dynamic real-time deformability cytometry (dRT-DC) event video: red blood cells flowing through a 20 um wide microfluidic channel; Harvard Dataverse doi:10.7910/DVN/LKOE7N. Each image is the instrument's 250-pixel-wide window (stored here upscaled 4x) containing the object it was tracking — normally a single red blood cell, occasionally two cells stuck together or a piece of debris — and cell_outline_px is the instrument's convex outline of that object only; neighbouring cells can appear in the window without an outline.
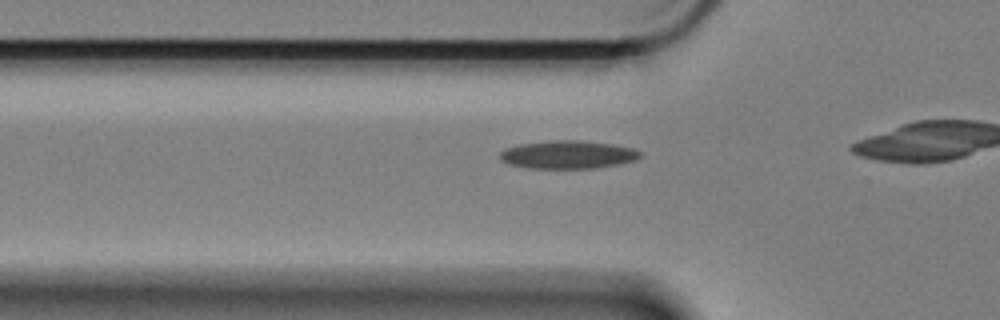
{"species": "Egyptian fruit bat (a non-hibernating species)", "species_latin": "Rousettus aegyptiacus", "temperature_condition": "cold", "stored_images_in_passage": 12, "camera_frame_rate_fps": 3000, "um_per_image_px": 0.085, "animal": {"sex": "female"}, "frame": {"image": 1, "passage_image": 6, "time_ms": 1.667, "image_size_px": [1000, 320], "cell_outline_px": [[640, 156], [632, 160], [616, 164], [592, 168], [528, 168], [508, 164], [500, 160], [500, 152], [508, 148], [520, 144], [556, 140], [580, 140], [612, 144], [632, 148], [640, 152]], "centroid_in_image_um": [48.22, 13.14], "position_along_channel_um": 77.6, "area_um2": 22.54}}
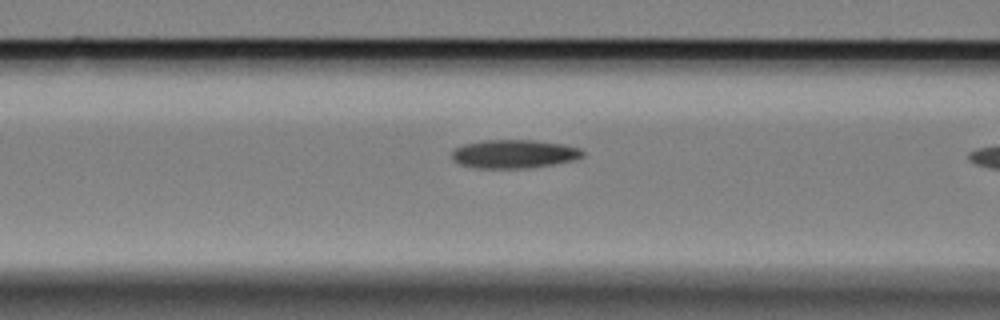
{"frame": {"image": 2, "passage_image": 10, "time_ms": 3.0, "image_size_px": [1000, 320], "cell_outline_px": [[584, 156], [572, 160], [552, 164], [528, 168], [476, 168], [460, 164], [452, 160], [452, 152], [456, 148], [464, 144], [484, 140], [532, 140], [564, 144], [580, 148], [584, 152]], "centroid_in_image_um": [43.69, 13.08], "position_along_channel_um": 122.9, "area_um2": 21.68}}